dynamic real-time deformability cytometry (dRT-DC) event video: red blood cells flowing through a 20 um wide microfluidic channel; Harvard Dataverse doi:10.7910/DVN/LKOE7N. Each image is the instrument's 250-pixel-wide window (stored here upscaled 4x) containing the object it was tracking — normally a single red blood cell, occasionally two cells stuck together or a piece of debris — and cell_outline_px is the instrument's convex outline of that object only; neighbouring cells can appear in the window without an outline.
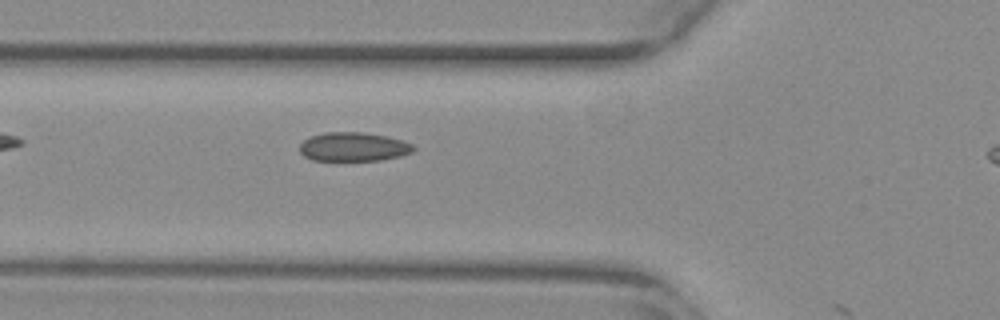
{"species": "common noctule bat (a hibernating species)", "species_latin": "Nyctalus noctula", "temperature_condition": "warm", "stored_images_in_passage": 4, "camera_frame_rate_fps": 3000, "um_per_image_px": 0.085, "animal": {"sex": "female", "body_mass_g": 29.2, "forearm_length_mm": 56.3}, "frame": {"image": 1, "passage_image": 3, "time_ms": 0.667, "image_size_px": [1000, 320], "cell_outline_px": [[416, 148], [412, 152], [400, 156], [380, 160], [312, 160], [304, 156], [300, 152], [300, 144], [304, 140], [312, 136], [324, 132], [360, 132], [384, 136], [400, 140], [412, 144]], "centroid_in_image_um": [30.03, 12.48], "position_along_channel_um": 95.8, "area_um2": 18.96}}